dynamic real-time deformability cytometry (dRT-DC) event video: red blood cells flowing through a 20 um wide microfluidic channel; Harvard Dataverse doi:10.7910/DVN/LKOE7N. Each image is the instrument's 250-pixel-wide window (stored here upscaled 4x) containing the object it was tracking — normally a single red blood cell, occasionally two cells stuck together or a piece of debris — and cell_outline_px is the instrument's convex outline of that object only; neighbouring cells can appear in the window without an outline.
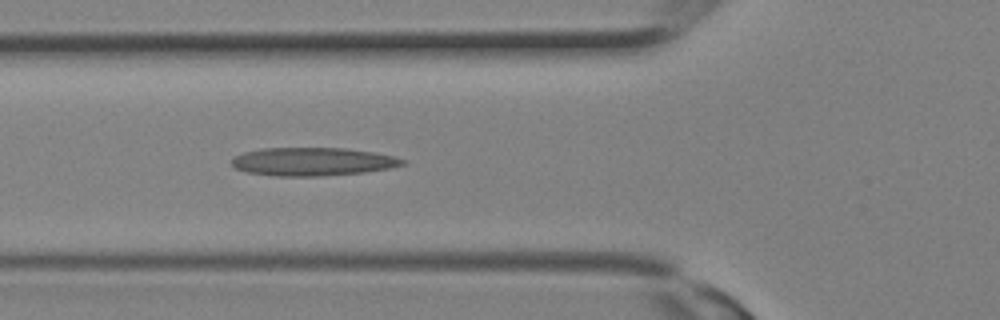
{"species": "Egyptian fruit bat (a non-hibernating species)", "species_latin": "Rousettus aegyptiacus", "temperature_condition": "room temperature", "stored_images_in_passage": 5, "camera_frame_rate_fps": 3000, "um_per_image_px": 0.085, "animal": {"sex": "female"}, "frame": {"image": 1, "passage_image": 5, "time_ms": 1.333, "image_size_px": [1000, 320], "cell_outline_px": [[408, 160], [404, 164], [388, 168], [364, 172], [320, 176], [272, 176], [244, 172], [236, 168], [232, 164], [232, 156], [244, 152], [260, 148], [348, 148], [372, 152], [392, 156]], "centroid_in_image_um": [26.52, 13.74], "position_along_channel_um": 99.3, "area_um2": 28.21}}